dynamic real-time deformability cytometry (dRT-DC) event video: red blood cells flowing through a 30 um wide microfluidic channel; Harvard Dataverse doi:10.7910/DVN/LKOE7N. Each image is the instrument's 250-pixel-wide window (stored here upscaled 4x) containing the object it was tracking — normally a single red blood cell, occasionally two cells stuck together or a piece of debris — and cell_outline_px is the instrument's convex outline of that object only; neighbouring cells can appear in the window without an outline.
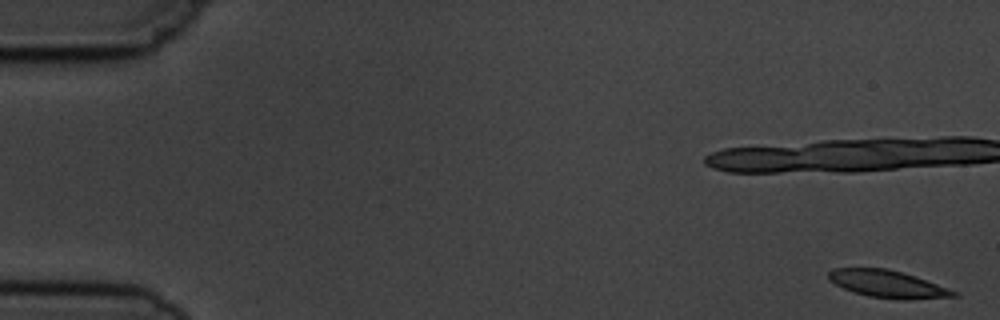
{"species": "common noctule bat (a hibernating species)", "species_latin": "Nyctalus noctula", "temperature_condition": "cold", "stored_images_in_passage": 6, "camera_frame_rate_fps": 3000, "um_per_image_px": 0.085, "animal": {"sex": "male", "body_mass_g": 19.5, "forearm_length_mm": 54.6}, "frame": {"image": 1, "passage_image": 1, "time_ms": 0.0, "image_size_px": [1000, 320], "cell_outline_px": [[960, 296], [908, 300], [904, 300], [868, 296], [844, 288], [828, 280], [828, 272], [832, 268], [888, 268], [916, 276], [960, 292]], "centroid_in_image_um": [75.51, 24.14], "position_along_channel_um": 9.5, "area_um2": 20.06}}